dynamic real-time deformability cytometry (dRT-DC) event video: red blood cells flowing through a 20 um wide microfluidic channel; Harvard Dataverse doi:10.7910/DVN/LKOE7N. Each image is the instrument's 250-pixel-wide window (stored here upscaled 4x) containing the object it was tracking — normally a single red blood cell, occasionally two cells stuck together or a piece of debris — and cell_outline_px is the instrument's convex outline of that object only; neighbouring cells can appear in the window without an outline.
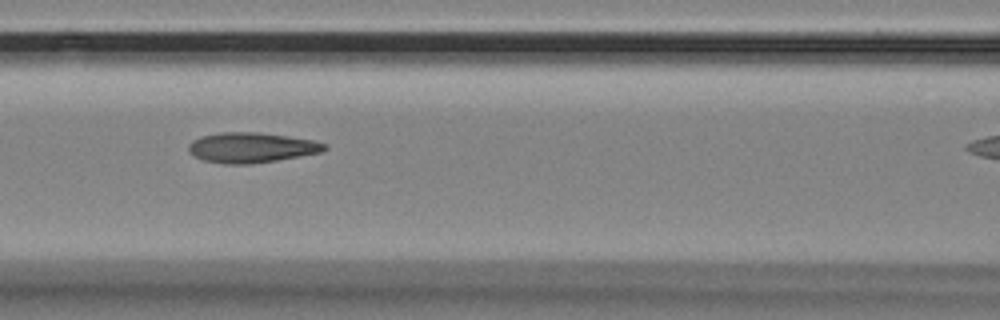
{"species": "Egyptian fruit bat (a non-hibernating species)", "species_latin": "Rousettus aegyptiacus", "temperature_condition": "room temperature", "stored_images_in_passage": 15, "camera_frame_rate_fps": 3000, "um_per_image_px": 0.085, "animal": {"sex": "female"}, "frame": {"image": 1, "passage_image": 8, "time_ms": 2.333, "image_size_px": [1000, 320], "cell_outline_px": [[328, 148], [320, 152], [276, 160], [248, 164], [224, 164], [204, 160], [188, 152], [188, 144], [192, 140], [200, 136], [220, 132], [256, 132], [288, 136], [312, 140], [328, 144]], "centroid_in_image_um": [21.34, 12.53], "position_along_channel_um": 145.3, "area_um2": 23.81}}
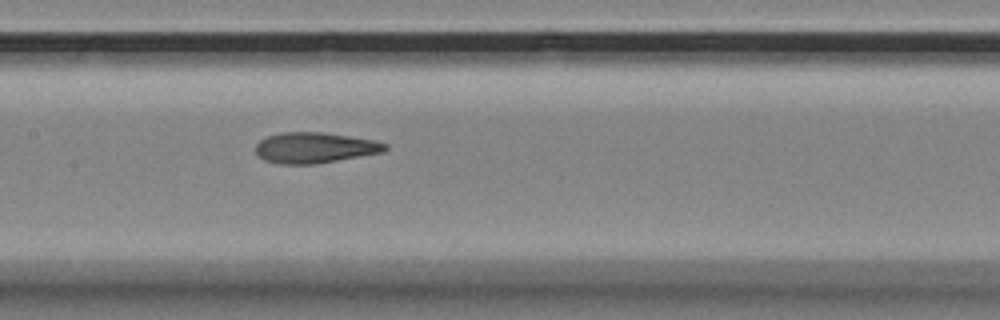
{"frame": {"image": 2, "passage_image": 11, "time_ms": 3.333, "image_size_px": [1000, 320], "cell_outline_px": [[388, 148], [384, 152], [316, 164], [276, 164], [264, 160], [256, 152], [256, 144], [260, 140], [268, 136], [280, 132], [324, 132], [376, 140], [388, 144]], "centroid_in_image_um": [26.77, 12.55], "position_along_channel_um": 180.6, "area_um2": 23.35}}
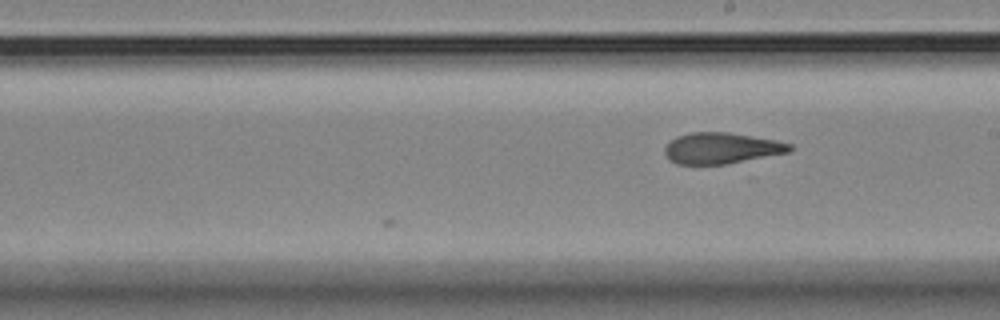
{"frame": {"image": 3, "passage_image": 15, "time_ms": 4.667, "image_size_px": [1000, 320], "cell_outline_px": [[792, 148], [788, 152], [728, 164], [676, 164], [668, 160], [664, 152], [664, 148], [676, 136], [692, 132], [728, 132], [776, 140], [792, 144]], "centroid_in_image_um": [61.29, 12.6], "position_along_channel_um": 227.7, "area_um2": 22.6}}